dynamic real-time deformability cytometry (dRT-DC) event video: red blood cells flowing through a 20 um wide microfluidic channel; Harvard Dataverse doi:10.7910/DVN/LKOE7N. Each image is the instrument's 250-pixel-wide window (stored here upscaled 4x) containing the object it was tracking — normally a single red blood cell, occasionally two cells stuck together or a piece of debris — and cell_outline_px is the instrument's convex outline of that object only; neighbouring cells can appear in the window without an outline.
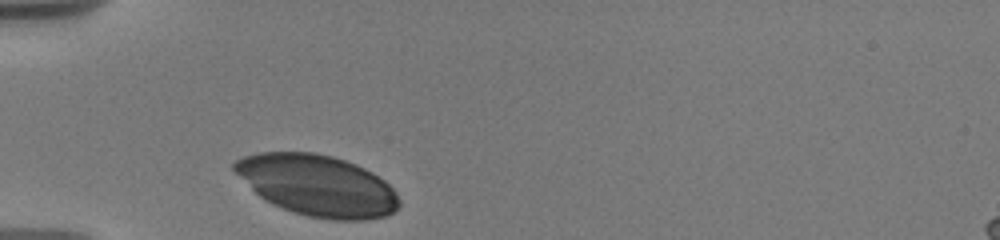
{"species": "human", "species_latin": "Homo sapiens", "temperature_condition": "warm", "stored_images_in_passage": 9, "camera_frame_rate_fps": 3000, "um_per_image_px": 0.085, "donor": {"sex": "male"}, "frame": {"image": 1, "passage_image": 1, "time_ms": 0.0, "image_size_px": [1000, 240], "cell_outline_px": [[400, 204], [388, 216], [368, 220], [332, 220], [308, 216], [292, 212], [272, 204], [264, 200], [232, 168], [232, 164], [236, 160], [244, 156], [260, 152], [312, 152], [332, 156], [356, 164], [372, 172], [384, 180], [396, 192], [400, 200]], "centroid_in_image_um": [27.0, 15.77], "position_along_channel_um": 58.0, "area_um2": 58.55}}